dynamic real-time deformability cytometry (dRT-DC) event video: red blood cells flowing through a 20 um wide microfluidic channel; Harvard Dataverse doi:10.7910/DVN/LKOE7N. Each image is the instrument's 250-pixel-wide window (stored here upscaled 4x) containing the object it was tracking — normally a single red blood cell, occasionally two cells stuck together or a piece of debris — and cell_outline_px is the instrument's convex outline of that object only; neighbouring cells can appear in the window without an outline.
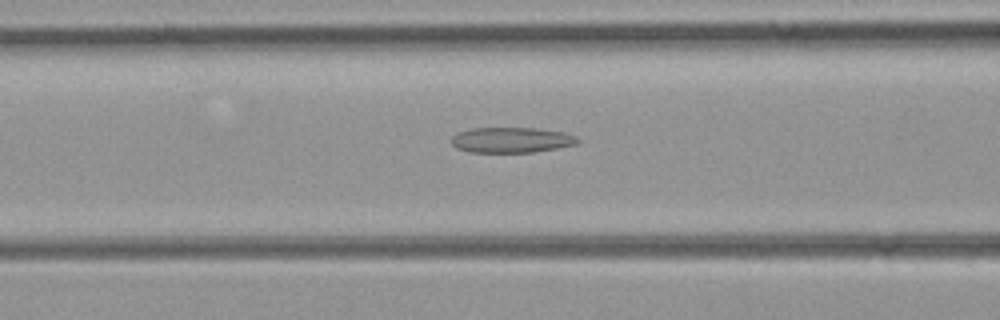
{"species": "common noctule bat (a hibernating species)", "species_latin": "Nyctalus noctula", "temperature_condition": "room temperature", "stored_images_in_passage": 34, "camera_frame_rate_fps": 3000, "um_per_image_px": 0.085, "animal": {"sex": "female", "body_mass_g": 21.9}, "frame": {"image": 1, "passage_image": 9, "time_ms": 2.667, "image_size_px": [1000, 320], "cell_outline_px": [[580, 140], [576, 144], [556, 148], [532, 152], [468, 152], [456, 148], [448, 140], [456, 132], [472, 128], [536, 128], [564, 132], [576, 136]], "centroid_in_image_um": [43.41, 11.89], "position_along_channel_um": 123.2, "area_um2": 18.84}}
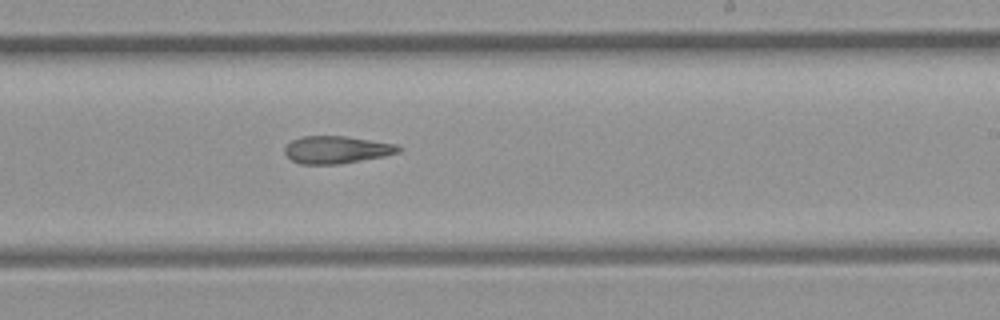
{"frame": {"image": 2, "passage_image": 19, "time_ms": 6.0, "image_size_px": [1000, 320], "cell_outline_px": [[404, 148], [400, 152], [384, 156], [340, 164], [300, 164], [292, 160], [284, 152], [284, 148], [292, 140], [304, 136], [348, 136], [396, 144]], "centroid_in_image_um": [28.65, 12.72], "position_along_channel_um": 260.4, "area_um2": 18.26}}
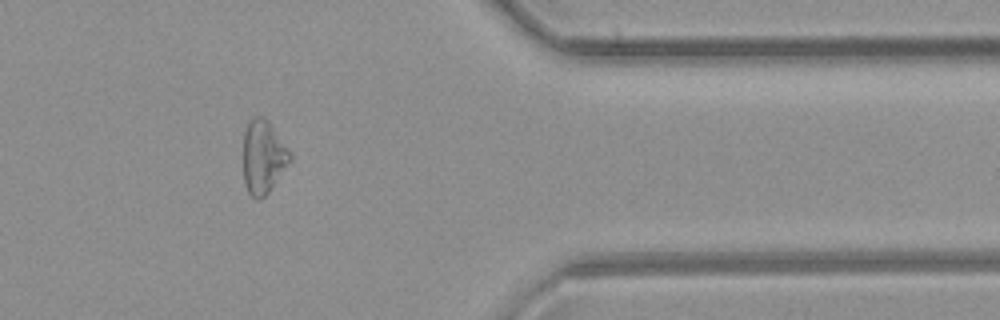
{"frame": {"image": 3, "passage_image": 30, "time_ms": 9.667, "image_size_px": [1000, 320], "cell_outline_px": [[292, 160], [268, 192], [260, 200], [256, 200], [248, 192], [244, 184], [244, 132], [252, 116], [264, 116], [268, 120], [292, 156]], "centroid_in_image_um": [22.36, 13.34], "position_along_channel_um": 389.0, "area_um2": 19.83}}